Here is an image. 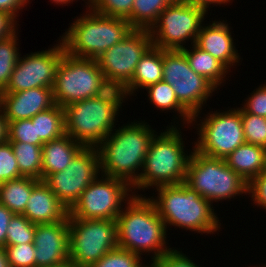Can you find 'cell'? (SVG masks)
<instances>
[{
  "mask_svg": "<svg viewBox=\"0 0 266 267\" xmlns=\"http://www.w3.org/2000/svg\"><path fill=\"white\" fill-rule=\"evenodd\" d=\"M156 133L145 120H134L114 129L96 147L101 174L124 180L132 187L139 179L150 142Z\"/></svg>",
  "mask_w": 266,
  "mask_h": 267,
  "instance_id": "obj_1",
  "label": "cell"
},
{
  "mask_svg": "<svg viewBox=\"0 0 266 267\" xmlns=\"http://www.w3.org/2000/svg\"><path fill=\"white\" fill-rule=\"evenodd\" d=\"M118 247L139 256L151 254V262L169 252L167 229L154 204L140 193L125 204L116 219ZM145 253V254H143Z\"/></svg>",
  "mask_w": 266,
  "mask_h": 267,
  "instance_id": "obj_2",
  "label": "cell"
},
{
  "mask_svg": "<svg viewBox=\"0 0 266 267\" xmlns=\"http://www.w3.org/2000/svg\"><path fill=\"white\" fill-rule=\"evenodd\" d=\"M126 99L122 89L110 87L99 96L63 107L65 133L85 147H97L116 128Z\"/></svg>",
  "mask_w": 266,
  "mask_h": 267,
  "instance_id": "obj_3",
  "label": "cell"
},
{
  "mask_svg": "<svg viewBox=\"0 0 266 267\" xmlns=\"http://www.w3.org/2000/svg\"><path fill=\"white\" fill-rule=\"evenodd\" d=\"M153 190L158 191L157 196H149L148 199L154 204L167 230L169 226H175L174 229L179 227L201 235L220 232L221 220L213 204L185 183L159 186Z\"/></svg>",
  "mask_w": 266,
  "mask_h": 267,
  "instance_id": "obj_4",
  "label": "cell"
},
{
  "mask_svg": "<svg viewBox=\"0 0 266 267\" xmlns=\"http://www.w3.org/2000/svg\"><path fill=\"white\" fill-rule=\"evenodd\" d=\"M181 130L180 126H167L164 132L162 130L159 135L158 132L154 135L139 179L132 186L134 195L139 196L138 190L141 192L154 187L185 182L192 150L190 149L189 154L187 150L185 151Z\"/></svg>",
  "mask_w": 266,
  "mask_h": 267,
  "instance_id": "obj_5",
  "label": "cell"
},
{
  "mask_svg": "<svg viewBox=\"0 0 266 267\" xmlns=\"http://www.w3.org/2000/svg\"><path fill=\"white\" fill-rule=\"evenodd\" d=\"M85 12L60 36L65 52L73 57L97 59L133 30L126 19L98 14L93 9Z\"/></svg>",
  "mask_w": 266,
  "mask_h": 267,
  "instance_id": "obj_6",
  "label": "cell"
},
{
  "mask_svg": "<svg viewBox=\"0 0 266 267\" xmlns=\"http://www.w3.org/2000/svg\"><path fill=\"white\" fill-rule=\"evenodd\" d=\"M185 184L210 203L248 195V183L224 159L203 155L192 146Z\"/></svg>",
  "mask_w": 266,
  "mask_h": 267,
  "instance_id": "obj_7",
  "label": "cell"
},
{
  "mask_svg": "<svg viewBox=\"0 0 266 267\" xmlns=\"http://www.w3.org/2000/svg\"><path fill=\"white\" fill-rule=\"evenodd\" d=\"M109 88L96 59L73 57L66 52L63 54L52 88L55 104L65 107L99 96Z\"/></svg>",
  "mask_w": 266,
  "mask_h": 267,
  "instance_id": "obj_8",
  "label": "cell"
},
{
  "mask_svg": "<svg viewBox=\"0 0 266 267\" xmlns=\"http://www.w3.org/2000/svg\"><path fill=\"white\" fill-rule=\"evenodd\" d=\"M198 118L201 116H192L191 126L194 124L197 126L196 131L198 130L199 136L193 145L199 153L224 159L245 143L241 106L222 112L220 110L211 111L205 114L204 118Z\"/></svg>",
  "mask_w": 266,
  "mask_h": 267,
  "instance_id": "obj_9",
  "label": "cell"
},
{
  "mask_svg": "<svg viewBox=\"0 0 266 267\" xmlns=\"http://www.w3.org/2000/svg\"><path fill=\"white\" fill-rule=\"evenodd\" d=\"M134 196L126 181L100 174L69 209L68 218L116 220Z\"/></svg>",
  "mask_w": 266,
  "mask_h": 267,
  "instance_id": "obj_10",
  "label": "cell"
},
{
  "mask_svg": "<svg viewBox=\"0 0 266 267\" xmlns=\"http://www.w3.org/2000/svg\"><path fill=\"white\" fill-rule=\"evenodd\" d=\"M69 219V260L89 267L118 247L116 220Z\"/></svg>",
  "mask_w": 266,
  "mask_h": 267,
  "instance_id": "obj_11",
  "label": "cell"
},
{
  "mask_svg": "<svg viewBox=\"0 0 266 267\" xmlns=\"http://www.w3.org/2000/svg\"><path fill=\"white\" fill-rule=\"evenodd\" d=\"M206 15L204 9L186 2L169 4L149 30L152 45L163 50H181L189 40L194 44Z\"/></svg>",
  "mask_w": 266,
  "mask_h": 267,
  "instance_id": "obj_12",
  "label": "cell"
},
{
  "mask_svg": "<svg viewBox=\"0 0 266 267\" xmlns=\"http://www.w3.org/2000/svg\"><path fill=\"white\" fill-rule=\"evenodd\" d=\"M163 80L171 85L178 101L193 116H200L208 98L217 91L204 76L190 68L181 50H163Z\"/></svg>",
  "mask_w": 266,
  "mask_h": 267,
  "instance_id": "obj_13",
  "label": "cell"
},
{
  "mask_svg": "<svg viewBox=\"0 0 266 267\" xmlns=\"http://www.w3.org/2000/svg\"><path fill=\"white\" fill-rule=\"evenodd\" d=\"M151 46L149 30L133 29L121 42L103 52L96 61L107 84L123 89L134 76L141 57Z\"/></svg>",
  "mask_w": 266,
  "mask_h": 267,
  "instance_id": "obj_14",
  "label": "cell"
},
{
  "mask_svg": "<svg viewBox=\"0 0 266 267\" xmlns=\"http://www.w3.org/2000/svg\"><path fill=\"white\" fill-rule=\"evenodd\" d=\"M100 174L97 148L84 147L64 170L48 175L43 182L69 210Z\"/></svg>",
  "mask_w": 266,
  "mask_h": 267,
  "instance_id": "obj_15",
  "label": "cell"
},
{
  "mask_svg": "<svg viewBox=\"0 0 266 267\" xmlns=\"http://www.w3.org/2000/svg\"><path fill=\"white\" fill-rule=\"evenodd\" d=\"M48 50L31 52L19 57L7 87L0 93H14L37 87L53 88L56 69L65 53L60 38Z\"/></svg>",
  "mask_w": 266,
  "mask_h": 267,
  "instance_id": "obj_16",
  "label": "cell"
},
{
  "mask_svg": "<svg viewBox=\"0 0 266 267\" xmlns=\"http://www.w3.org/2000/svg\"><path fill=\"white\" fill-rule=\"evenodd\" d=\"M36 267H54L69 260V219L45 224H36Z\"/></svg>",
  "mask_w": 266,
  "mask_h": 267,
  "instance_id": "obj_17",
  "label": "cell"
},
{
  "mask_svg": "<svg viewBox=\"0 0 266 267\" xmlns=\"http://www.w3.org/2000/svg\"><path fill=\"white\" fill-rule=\"evenodd\" d=\"M55 105L50 87H37L14 93H0V108L7 122L31 119Z\"/></svg>",
  "mask_w": 266,
  "mask_h": 267,
  "instance_id": "obj_18",
  "label": "cell"
},
{
  "mask_svg": "<svg viewBox=\"0 0 266 267\" xmlns=\"http://www.w3.org/2000/svg\"><path fill=\"white\" fill-rule=\"evenodd\" d=\"M232 27L227 20L216 19L212 23L201 26L195 44L202 50L208 52L221 62L230 72L231 67L239 65L240 53L236 49L232 37Z\"/></svg>",
  "mask_w": 266,
  "mask_h": 267,
  "instance_id": "obj_19",
  "label": "cell"
},
{
  "mask_svg": "<svg viewBox=\"0 0 266 267\" xmlns=\"http://www.w3.org/2000/svg\"><path fill=\"white\" fill-rule=\"evenodd\" d=\"M24 215L31 223L45 224L66 220L69 210L40 180L32 189Z\"/></svg>",
  "mask_w": 266,
  "mask_h": 267,
  "instance_id": "obj_20",
  "label": "cell"
},
{
  "mask_svg": "<svg viewBox=\"0 0 266 267\" xmlns=\"http://www.w3.org/2000/svg\"><path fill=\"white\" fill-rule=\"evenodd\" d=\"M85 146L66 133L42 145V181L64 170Z\"/></svg>",
  "mask_w": 266,
  "mask_h": 267,
  "instance_id": "obj_21",
  "label": "cell"
},
{
  "mask_svg": "<svg viewBox=\"0 0 266 267\" xmlns=\"http://www.w3.org/2000/svg\"><path fill=\"white\" fill-rule=\"evenodd\" d=\"M161 80H163V49L152 45L141 57L135 68L134 76L122 91L127 98L136 96V91L144 90Z\"/></svg>",
  "mask_w": 266,
  "mask_h": 267,
  "instance_id": "obj_22",
  "label": "cell"
},
{
  "mask_svg": "<svg viewBox=\"0 0 266 267\" xmlns=\"http://www.w3.org/2000/svg\"><path fill=\"white\" fill-rule=\"evenodd\" d=\"M266 148L244 143L224 158L226 164L248 184L264 171Z\"/></svg>",
  "mask_w": 266,
  "mask_h": 267,
  "instance_id": "obj_23",
  "label": "cell"
},
{
  "mask_svg": "<svg viewBox=\"0 0 266 267\" xmlns=\"http://www.w3.org/2000/svg\"><path fill=\"white\" fill-rule=\"evenodd\" d=\"M187 48L185 47L181 51L185 54L190 68L197 74L204 76L220 90L221 85L224 86V81L226 82V79H228L226 75L228 73L230 75V71L208 52L200 49L195 43L190 45V49Z\"/></svg>",
  "mask_w": 266,
  "mask_h": 267,
  "instance_id": "obj_24",
  "label": "cell"
},
{
  "mask_svg": "<svg viewBox=\"0 0 266 267\" xmlns=\"http://www.w3.org/2000/svg\"><path fill=\"white\" fill-rule=\"evenodd\" d=\"M145 90L148 93L147 96L148 100L150 101L149 103L153 104V106L156 107L157 110L160 109V111L166 112H168L169 110H174L175 113H177L175 115L176 117L173 119V123L171 122V125L167 126H180L179 121L181 120V123L183 122L182 126H185L186 124L187 127L188 125L191 126L193 115L178 101L175 91L170 84H168L164 80H161L153 85L148 86ZM176 119H178L179 121L176 122Z\"/></svg>",
  "mask_w": 266,
  "mask_h": 267,
  "instance_id": "obj_25",
  "label": "cell"
},
{
  "mask_svg": "<svg viewBox=\"0 0 266 267\" xmlns=\"http://www.w3.org/2000/svg\"><path fill=\"white\" fill-rule=\"evenodd\" d=\"M40 180L32 177H21L0 184V204L12 213L22 215L27 206L33 187Z\"/></svg>",
  "mask_w": 266,
  "mask_h": 267,
  "instance_id": "obj_26",
  "label": "cell"
},
{
  "mask_svg": "<svg viewBox=\"0 0 266 267\" xmlns=\"http://www.w3.org/2000/svg\"><path fill=\"white\" fill-rule=\"evenodd\" d=\"M20 174L42 180V145L10 142Z\"/></svg>",
  "mask_w": 266,
  "mask_h": 267,
  "instance_id": "obj_27",
  "label": "cell"
},
{
  "mask_svg": "<svg viewBox=\"0 0 266 267\" xmlns=\"http://www.w3.org/2000/svg\"><path fill=\"white\" fill-rule=\"evenodd\" d=\"M31 119L32 122H36L37 136L43 143L65 134L64 108L57 104L37 113Z\"/></svg>",
  "mask_w": 266,
  "mask_h": 267,
  "instance_id": "obj_28",
  "label": "cell"
},
{
  "mask_svg": "<svg viewBox=\"0 0 266 267\" xmlns=\"http://www.w3.org/2000/svg\"><path fill=\"white\" fill-rule=\"evenodd\" d=\"M168 5L166 0H134L132 12L127 21L133 29L150 30Z\"/></svg>",
  "mask_w": 266,
  "mask_h": 267,
  "instance_id": "obj_29",
  "label": "cell"
},
{
  "mask_svg": "<svg viewBox=\"0 0 266 267\" xmlns=\"http://www.w3.org/2000/svg\"><path fill=\"white\" fill-rule=\"evenodd\" d=\"M18 31L6 38L0 39V92L7 87L21 55L19 52Z\"/></svg>",
  "mask_w": 266,
  "mask_h": 267,
  "instance_id": "obj_30",
  "label": "cell"
},
{
  "mask_svg": "<svg viewBox=\"0 0 266 267\" xmlns=\"http://www.w3.org/2000/svg\"><path fill=\"white\" fill-rule=\"evenodd\" d=\"M36 224L24 215L14 214L6 231V245L34 243Z\"/></svg>",
  "mask_w": 266,
  "mask_h": 267,
  "instance_id": "obj_31",
  "label": "cell"
},
{
  "mask_svg": "<svg viewBox=\"0 0 266 267\" xmlns=\"http://www.w3.org/2000/svg\"><path fill=\"white\" fill-rule=\"evenodd\" d=\"M245 143L266 148V118L246 113L241 108Z\"/></svg>",
  "mask_w": 266,
  "mask_h": 267,
  "instance_id": "obj_32",
  "label": "cell"
},
{
  "mask_svg": "<svg viewBox=\"0 0 266 267\" xmlns=\"http://www.w3.org/2000/svg\"><path fill=\"white\" fill-rule=\"evenodd\" d=\"M142 256L122 248H115L106 253L99 261L89 267H143Z\"/></svg>",
  "mask_w": 266,
  "mask_h": 267,
  "instance_id": "obj_33",
  "label": "cell"
},
{
  "mask_svg": "<svg viewBox=\"0 0 266 267\" xmlns=\"http://www.w3.org/2000/svg\"><path fill=\"white\" fill-rule=\"evenodd\" d=\"M8 141L24 142L33 145H43L44 143L37 136L36 122L32 119L16 120L8 123Z\"/></svg>",
  "mask_w": 266,
  "mask_h": 267,
  "instance_id": "obj_34",
  "label": "cell"
},
{
  "mask_svg": "<svg viewBox=\"0 0 266 267\" xmlns=\"http://www.w3.org/2000/svg\"><path fill=\"white\" fill-rule=\"evenodd\" d=\"M4 248L10 267H36L34 243L6 245Z\"/></svg>",
  "mask_w": 266,
  "mask_h": 267,
  "instance_id": "obj_35",
  "label": "cell"
},
{
  "mask_svg": "<svg viewBox=\"0 0 266 267\" xmlns=\"http://www.w3.org/2000/svg\"><path fill=\"white\" fill-rule=\"evenodd\" d=\"M23 177L20 174L12 145L9 141L0 144V184Z\"/></svg>",
  "mask_w": 266,
  "mask_h": 267,
  "instance_id": "obj_36",
  "label": "cell"
},
{
  "mask_svg": "<svg viewBox=\"0 0 266 267\" xmlns=\"http://www.w3.org/2000/svg\"><path fill=\"white\" fill-rule=\"evenodd\" d=\"M134 0H96L93 10L102 15L128 19Z\"/></svg>",
  "mask_w": 266,
  "mask_h": 267,
  "instance_id": "obj_37",
  "label": "cell"
},
{
  "mask_svg": "<svg viewBox=\"0 0 266 267\" xmlns=\"http://www.w3.org/2000/svg\"><path fill=\"white\" fill-rule=\"evenodd\" d=\"M241 104V107L246 113L261 116L266 118V82L250 93Z\"/></svg>",
  "mask_w": 266,
  "mask_h": 267,
  "instance_id": "obj_38",
  "label": "cell"
},
{
  "mask_svg": "<svg viewBox=\"0 0 266 267\" xmlns=\"http://www.w3.org/2000/svg\"><path fill=\"white\" fill-rule=\"evenodd\" d=\"M188 255L182 253V251H179V249H175L172 247V249L162 255L161 257L157 258L153 261V263L157 267H199L200 265H197L194 263V260H191V258ZM202 267V266H200Z\"/></svg>",
  "mask_w": 266,
  "mask_h": 267,
  "instance_id": "obj_39",
  "label": "cell"
},
{
  "mask_svg": "<svg viewBox=\"0 0 266 267\" xmlns=\"http://www.w3.org/2000/svg\"><path fill=\"white\" fill-rule=\"evenodd\" d=\"M248 195L257 207L266 211V172L263 171L248 184Z\"/></svg>",
  "mask_w": 266,
  "mask_h": 267,
  "instance_id": "obj_40",
  "label": "cell"
},
{
  "mask_svg": "<svg viewBox=\"0 0 266 267\" xmlns=\"http://www.w3.org/2000/svg\"><path fill=\"white\" fill-rule=\"evenodd\" d=\"M30 0H0V11L11 15L16 21L19 17V11L26 7Z\"/></svg>",
  "mask_w": 266,
  "mask_h": 267,
  "instance_id": "obj_41",
  "label": "cell"
},
{
  "mask_svg": "<svg viewBox=\"0 0 266 267\" xmlns=\"http://www.w3.org/2000/svg\"><path fill=\"white\" fill-rule=\"evenodd\" d=\"M11 15L0 11V39L6 38L18 30V23Z\"/></svg>",
  "mask_w": 266,
  "mask_h": 267,
  "instance_id": "obj_42",
  "label": "cell"
},
{
  "mask_svg": "<svg viewBox=\"0 0 266 267\" xmlns=\"http://www.w3.org/2000/svg\"><path fill=\"white\" fill-rule=\"evenodd\" d=\"M13 215L6 206L0 204V247L6 246V231Z\"/></svg>",
  "mask_w": 266,
  "mask_h": 267,
  "instance_id": "obj_43",
  "label": "cell"
},
{
  "mask_svg": "<svg viewBox=\"0 0 266 267\" xmlns=\"http://www.w3.org/2000/svg\"><path fill=\"white\" fill-rule=\"evenodd\" d=\"M233 0H184V2L193 5L195 7H200L202 9H204L207 13L208 10L210 9V5H214L217 6L219 5V7L223 4H231Z\"/></svg>",
  "mask_w": 266,
  "mask_h": 267,
  "instance_id": "obj_44",
  "label": "cell"
},
{
  "mask_svg": "<svg viewBox=\"0 0 266 267\" xmlns=\"http://www.w3.org/2000/svg\"><path fill=\"white\" fill-rule=\"evenodd\" d=\"M8 141V122L0 108V144Z\"/></svg>",
  "mask_w": 266,
  "mask_h": 267,
  "instance_id": "obj_45",
  "label": "cell"
},
{
  "mask_svg": "<svg viewBox=\"0 0 266 267\" xmlns=\"http://www.w3.org/2000/svg\"><path fill=\"white\" fill-rule=\"evenodd\" d=\"M0 267H10L7 253L4 247H0Z\"/></svg>",
  "mask_w": 266,
  "mask_h": 267,
  "instance_id": "obj_46",
  "label": "cell"
},
{
  "mask_svg": "<svg viewBox=\"0 0 266 267\" xmlns=\"http://www.w3.org/2000/svg\"><path fill=\"white\" fill-rule=\"evenodd\" d=\"M50 1H52V3H55L56 5H67L68 6V4H70V3H73V2H75L74 0H50Z\"/></svg>",
  "mask_w": 266,
  "mask_h": 267,
  "instance_id": "obj_47",
  "label": "cell"
},
{
  "mask_svg": "<svg viewBox=\"0 0 266 267\" xmlns=\"http://www.w3.org/2000/svg\"><path fill=\"white\" fill-rule=\"evenodd\" d=\"M54 267H79L78 265H76L73 261L71 260H68L67 262L65 263H62L60 265H56Z\"/></svg>",
  "mask_w": 266,
  "mask_h": 267,
  "instance_id": "obj_48",
  "label": "cell"
},
{
  "mask_svg": "<svg viewBox=\"0 0 266 267\" xmlns=\"http://www.w3.org/2000/svg\"><path fill=\"white\" fill-rule=\"evenodd\" d=\"M82 1H84L86 3L85 4L86 9H92L93 6L95 5V2H96V0H82Z\"/></svg>",
  "mask_w": 266,
  "mask_h": 267,
  "instance_id": "obj_49",
  "label": "cell"
},
{
  "mask_svg": "<svg viewBox=\"0 0 266 267\" xmlns=\"http://www.w3.org/2000/svg\"><path fill=\"white\" fill-rule=\"evenodd\" d=\"M168 4H177V3H182L184 0H166Z\"/></svg>",
  "mask_w": 266,
  "mask_h": 267,
  "instance_id": "obj_50",
  "label": "cell"
},
{
  "mask_svg": "<svg viewBox=\"0 0 266 267\" xmlns=\"http://www.w3.org/2000/svg\"><path fill=\"white\" fill-rule=\"evenodd\" d=\"M143 267H157L153 262H150L146 265L144 264Z\"/></svg>",
  "mask_w": 266,
  "mask_h": 267,
  "instance_id": "obj_51",
  "label": "cell"
},
{
  "mask_svg": "<svg viewBox=\"0 0 266 267\" xmlns=\"http://www.w3.org/2000/svg\"><path fill=\"white\" fill-rule=\"evenodd\" d=\"M264 172H266V155H265Z\"/></svg>",
  "mask_w": 266,
  "mask_h": 267,
  "instance_id": "obj_52",
  "label": "cell"
},
{
  "mask_svg": "<svg viewBox=\"0 0 266 267\" xmlns=\"http://www.w3.org/2000/svg\"><path fill=\"white\" fill-rule=\"evenodd\" d=\"M264 266H262V267H266V264H263ZM253 267H256V266H253ZM258 267V266H257ZM259 267H261L260 265H259Z\"/></svg>",
  "mask_w": 266,
  "mask_h": 267,
  "instance_id": "obj_53",
  "label": "cell"
}]
</instances>
